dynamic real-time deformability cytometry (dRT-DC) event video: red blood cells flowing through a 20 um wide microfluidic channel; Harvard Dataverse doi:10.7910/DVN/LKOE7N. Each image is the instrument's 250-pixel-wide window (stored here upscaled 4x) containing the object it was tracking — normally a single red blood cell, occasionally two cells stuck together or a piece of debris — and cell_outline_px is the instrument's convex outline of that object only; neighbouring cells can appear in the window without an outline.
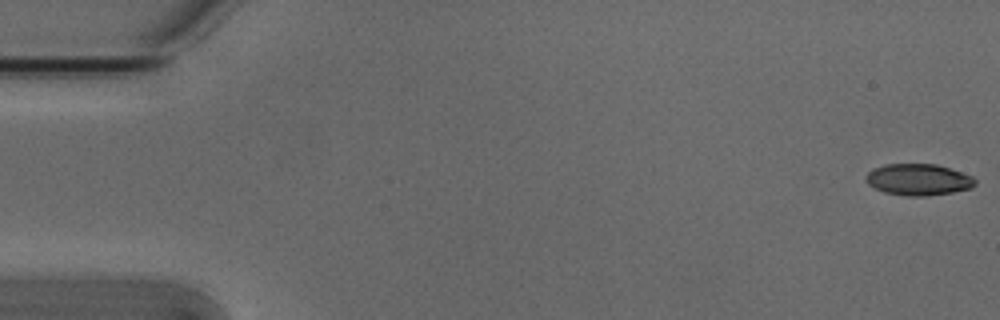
{"species": "Egyptian fruit bat (a non-hibernating species)", "species_latin": "Rousettus aegyptiacus", "temperature_condition": "cold", "stored_images_in_passage": 4, "camera_frame_rate_fps": 3000, "um_per_image_px": 0.085, "animal": {"sex": "male"}, "frame": {"image": 1, "passage_image": 1, "time_ms": 0.0, "image_size_px": [1000, 320], "cell_outline_px": [[976, 184], [972, 188], [952, 192], [928, 196], [908, 196], [884, 192], [868, 184], [864, 176], [872, 168], [884, 164], [936, 164], [972, 176], [976, 180]], "centroid_in_image_um": [78.04, 15.26], "position_along_channel_um": 7.0, "area_um2": 20.06}}